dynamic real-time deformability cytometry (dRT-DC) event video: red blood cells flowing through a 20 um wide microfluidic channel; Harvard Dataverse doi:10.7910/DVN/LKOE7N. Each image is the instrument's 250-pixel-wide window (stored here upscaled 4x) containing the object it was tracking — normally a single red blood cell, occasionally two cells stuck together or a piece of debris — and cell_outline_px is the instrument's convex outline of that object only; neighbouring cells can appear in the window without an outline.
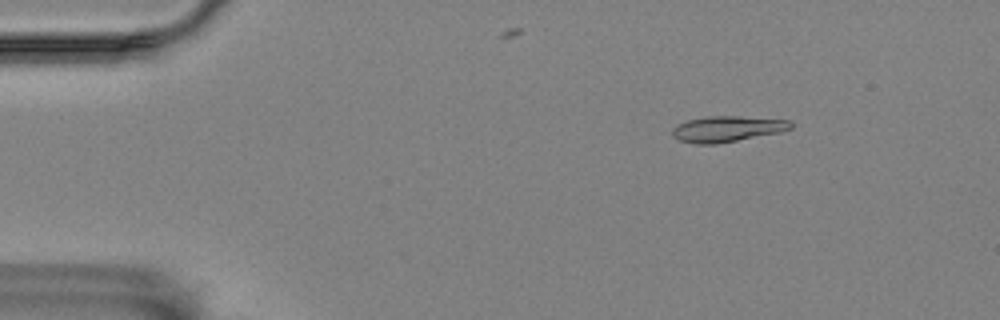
{"species": "Egyptian fruit bat (a non-hibernating species)", "species_latin": "Rousettus aegyptiacus", "temperature_condition": "room temperature", "stored_images_in_passage": 8, "camera_frame_rate_fps": 3000, "um_per_image_px": 0.085, "animal": {"sex": "female"}, "frame": {"image": 1, "passage_image": 1, "time_ms": 0.0, "image_size_px": [1000, 320], "cell_outline_px": [[792, 128], [780, 132], [716, 144], [696, 144], [680, 140], [672, 136], [672, 128], [688, 120], [708, 116], [740, 116], [792, 120]], "centroid_in_image_um": [61.83, 10.95], "position_along_channel_um": 23.2, "area_um2": 17.74}}
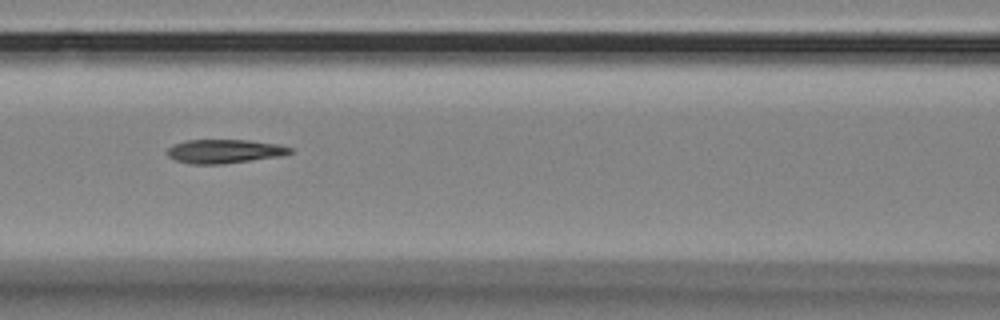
{"frame": {"image": 2, "passage_image": 6, "time_ms": 5.667, "image_size_px": [1000, 320], "cell_outline_px": [[292, 152], [280, 156], [220, 164], [188, 164], [176, 160], [168, 156], [168, 148], [172, 144], [184, 140], [248, 140], [276, 144], [292, 148]], "centroid_in_image_um": [19.02, 12.85], "position_along_channel_um": 147.6, "area_um2": 16.94}}
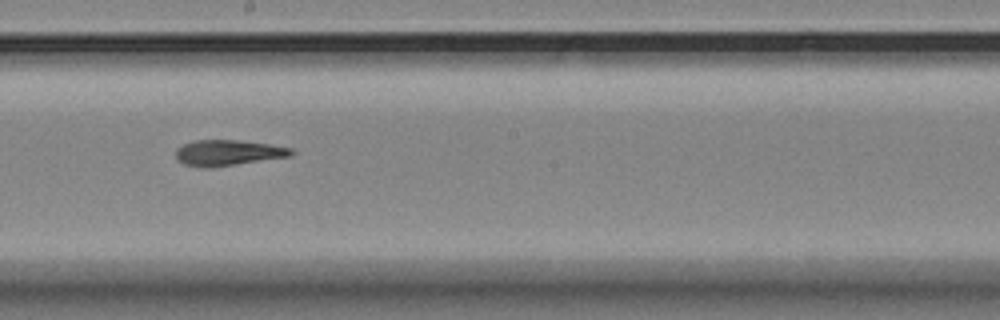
{"frame": {"image": 3, "passage_image": 8, "time_ms": 8.0, "image_size_px": [1000, 320], "cell_outline_px": [[296, 152], [292, 156], [208, 168], [204, 168], [184, 164], [176, 156], [176, 148], [184, 144], [196, 140], [236, 140], [268, 144], [292, 148]], "centroid_in_image_um": [19.41, 12.98], "position_along_channel_um": 228.8, "area_um2": 17.17}}